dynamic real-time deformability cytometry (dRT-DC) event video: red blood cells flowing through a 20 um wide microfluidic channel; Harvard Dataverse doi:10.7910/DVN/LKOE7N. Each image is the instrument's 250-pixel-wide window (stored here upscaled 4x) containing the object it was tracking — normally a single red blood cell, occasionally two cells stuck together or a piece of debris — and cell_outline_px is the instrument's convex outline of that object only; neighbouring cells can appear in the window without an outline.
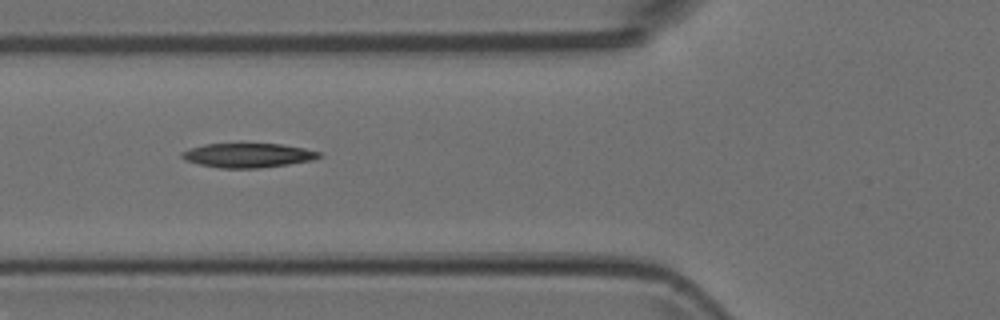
{"species": "Egyptian fruit bat (a non-hibernating species)", "species_latin": "Rousettus aegyptiacus", "temperature_condition": "room temperature", "stored_images_in_passage": 12, "camera_frame_rate_fps": 3000, "um_per_image_px": 0.085, "animal": {"sex": "female"}, "frame": {"image": 1, "passage_image": 2, "time_ms": 0.333, "image_size_px": [1000, 320], "cell_outline_px": [[320, 156], [312, 160], [288, 164], [260, 168], [220, 168], [200, 164], [184, 160], [180, 156], [180, 152], [204, 144], [280, 144], [304, 148], [320, 152]], "centroid_in_image_um": [21.04, 13.2], "position_along_channel_um": 104.8, "area_um2": 19.25}}
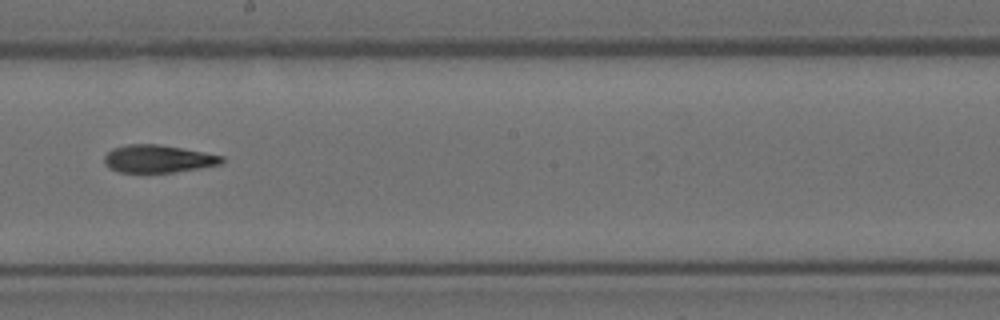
{"frame": {"image": 2, "passage_image": 5, "time_ms": 1.333, "image_size_px": [1000, 320], "cell_outline_px": [[224, 160], [220, 164], [200, 168], [172, 172], [120, 172], [108, 168], [104, 160], [104, 156], [112, 148], [128, 144], [156, 144], [204, 152], [224, 156]], "centroid_in_image_um": [13.42, 13.5], "position_along_channel_um": 234.8, "area_um2": 18.79}}
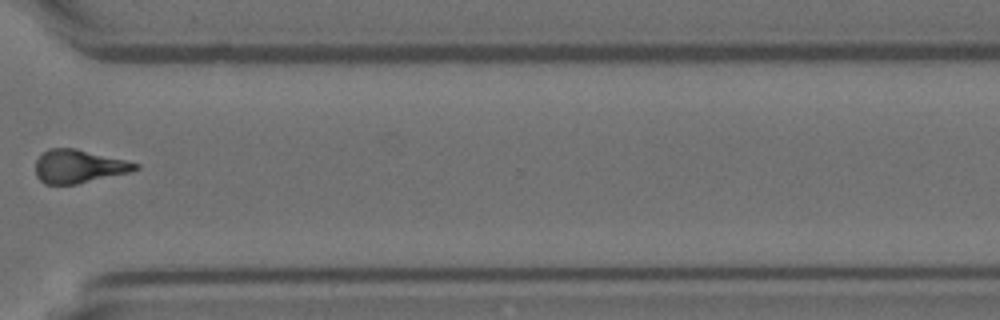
{"frame": {"image": 3, "passage_image": 8, "time_ms": 2.333, "image_size_px": [1000, 320], "cell_outline_px": [[140, 168], [132, 172], [76, 184], [44, 184], [36, 176], [36, 160], [48, 148], [76, 148], [140, 164]], "centroid_in_image_um": [6.7, 14.14], "position_along_channel_um": 363.9, "area_um2": 19.36}}